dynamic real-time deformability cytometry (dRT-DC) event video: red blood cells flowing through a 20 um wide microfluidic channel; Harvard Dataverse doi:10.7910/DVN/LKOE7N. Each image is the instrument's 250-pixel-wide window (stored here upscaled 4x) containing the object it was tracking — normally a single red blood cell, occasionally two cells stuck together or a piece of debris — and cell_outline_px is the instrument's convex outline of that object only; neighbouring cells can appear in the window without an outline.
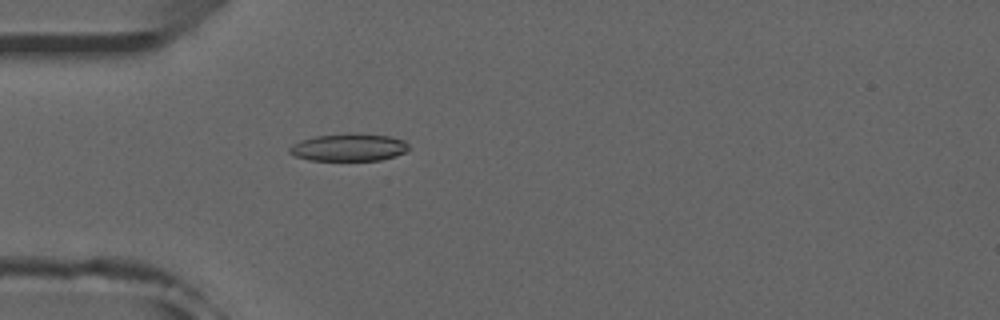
{"species": "common noctule bat (a hibernating species)", "species_latin": "Nyctalus noctula", "temperature_condition": "room temperature", "stored_images_in_passage": 48, "camera_frame_rate_fps": 3000, "um_per_image_px": 0.085, "animal": {"sex": "male", "forearm_length_mm": 52.5}, "frame": {"image": 1, "passage_image": 11, "time_ms": 3.333, "image_size_px": [1000, 320], "cell_outline_px": [[412, 148], [396, 156], [380, 160], [308, 160], [296, 156], [288, 152], [288, 148], [292, 144], [300, 140], [316, 136], [388, 136], [404, 140]], "centroid_in_image_um": [29.64, 12.58], "position_along_channel_um": 55.4, "area_um2": 18.26}}
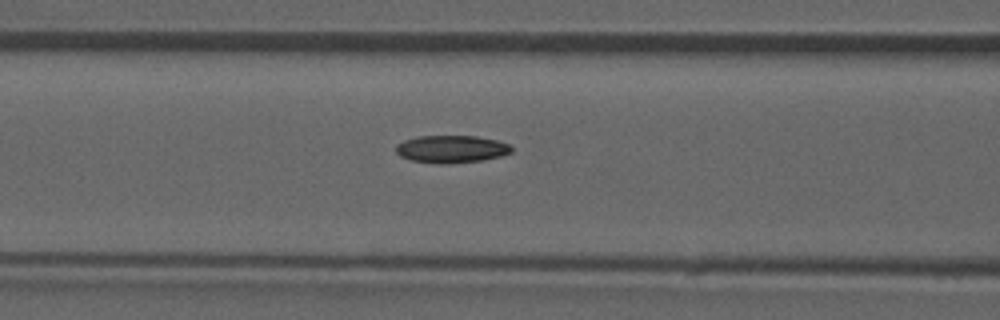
{"frame": {"image": 2, "passage_image": 17, "time_ms": 5.333, "image_size_px": [1000, 320], "cell_outline_px": [[512, 152], [500, 156], [484, 160], [444, 164], [440, 164], [408, 160], [400, 156], [396, 152], [396, 144], [404, 140], [416, 136], [476, 136], [496, 140], [508, 144], [512, 148]], "centroid_in_image_um": [38.33, 12.67], "position_along_channel_um": 128.3, "area_um2": 18.61}}
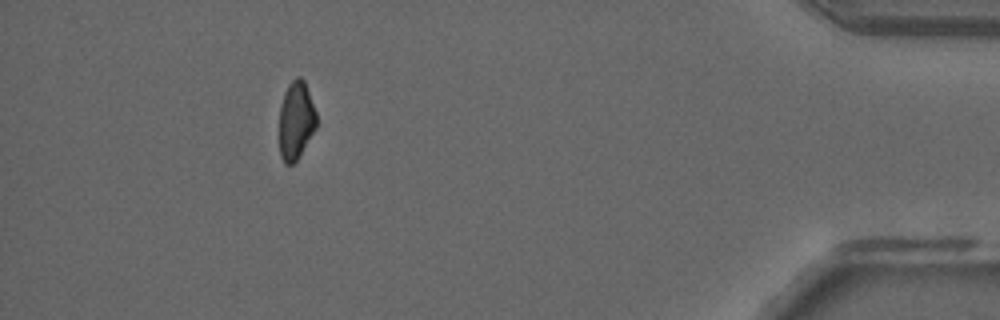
{"frame": {"image": 3, "passage_image": 43, "time_ms": 14.0, "image_size_px": [1000, 320], "cell_outline_px": [[316, 128], [296, 160], [292, 164], [284, 164], [280, 156], [280, 104], [284, 92], [288, 84], [296, 76], [300, 76], [304, 80], [316, 112]], "centroid_in_image_um": [25.15, 10.21], "position_along_channel_um": 410.1, "area_um2": 16.82}, "authors_computed_cell_mechanics": {"area_um2": 18.5538, "velocity_mm_per_s": 3.9341, "shape_relaxation_time_tau1_ms": 9.9634, "shape_relaxation_time_tau2_ms": 8.0134, "deformation_change_tau1": 0.2282, "deformation_change_tau2": 0.1486}}